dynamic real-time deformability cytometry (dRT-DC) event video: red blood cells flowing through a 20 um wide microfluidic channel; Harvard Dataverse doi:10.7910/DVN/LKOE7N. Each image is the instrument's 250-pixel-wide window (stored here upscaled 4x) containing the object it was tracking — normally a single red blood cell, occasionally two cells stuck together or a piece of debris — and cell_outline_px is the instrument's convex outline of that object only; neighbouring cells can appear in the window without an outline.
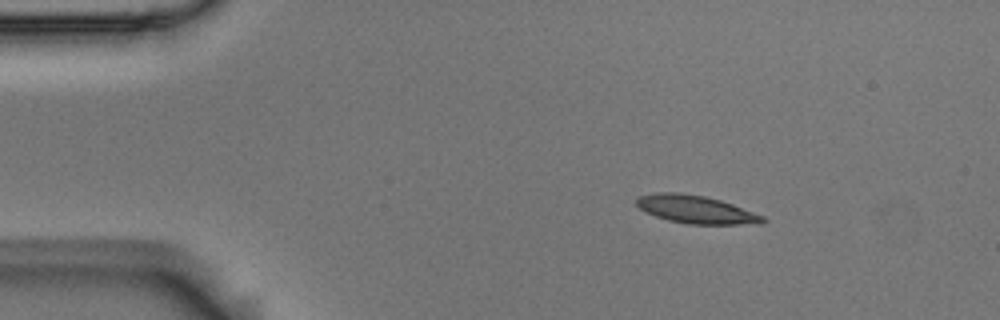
{"species": "Egyptian fruit bat (a non-hibernating species)", "species_latin": "Rousettus aegyptiacus", "temperature_condition": "room temperature", "stored_images_in_passage": 3, "camera_frame_rate_fps": 3000, "um_per_image_px": 0.085, "animal": {"sex": "male"}, "frame": {"image": 1, "passage_image": 1, "time_ms": 0.0, "image_size_px": [1000, 320], "cell_outline_px": [[768, 220], [764, 224], [688, 224], [668, 220], [656, 216], [640, 208], [636, 204], [636, 196], [656, 192], [680, 192], [704, 196], [720, 200], [732, 204], [764, 216]], "centroid_in_image_um": [59.17, 17.8], "position_along_channel_um": 25.8, "area_um2": 20.63}}
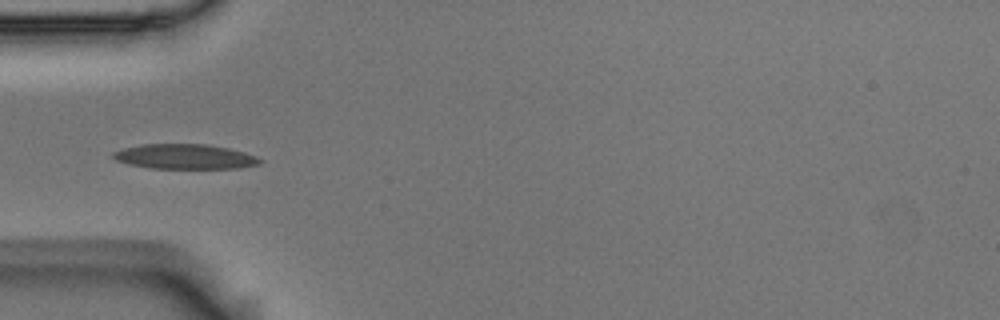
{"frame": {"image": 2, "passage_image": 3, "time_ms": 0.667, "image_size_px": [1000, 320], "cell_outline_px": [[264, 160], [260, 164], [236, 168], [152, 168], [128, 164], [116, 160], [112, 156], [112, 152], [124, 148], [140, 144], [208, 144], [228, 148], [244, 152], [256, 156]], "centroid_in_image_um": [15.71, 13.3], "position_along_channel_um": 69.3, "area_um2": 21.27}}